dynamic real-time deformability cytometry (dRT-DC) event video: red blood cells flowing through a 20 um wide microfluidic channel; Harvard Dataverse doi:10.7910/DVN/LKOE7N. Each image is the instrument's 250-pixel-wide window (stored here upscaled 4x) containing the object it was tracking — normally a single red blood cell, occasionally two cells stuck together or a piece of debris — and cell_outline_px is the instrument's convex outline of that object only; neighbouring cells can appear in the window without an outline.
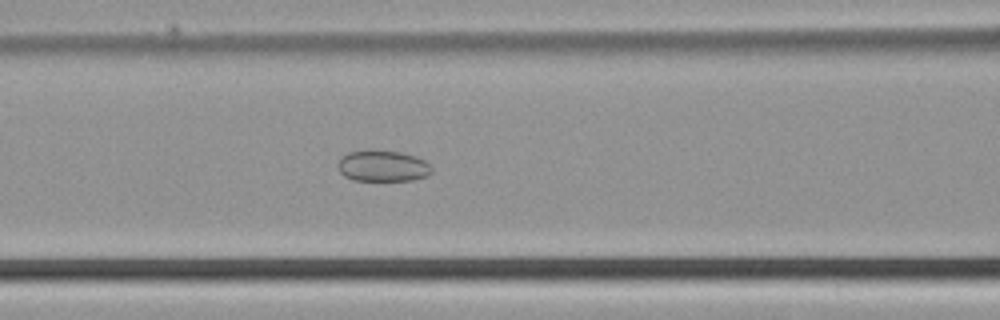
{"species": "common noctule bat (a hibernating species)", "species_latin": "Nyctalus noctula", "temperature_condition": "cold", "stored_images_in_passage": 50, "segment_of_instrument_passage": [2, 2], "camera_frame_rate_fps": 3000, "um_per_image_px": 0.085, "animal": {"sex": "male", "body_mass_g": 21.5, "forearm_length_mm": 52.0}, "frame": {"image": 1, "passage_image": 21, "time_ms": 6.667, "image_size_px": [1000, 320], "cell_outline_px": [[432, 172], [428, 176], [412, 180], [352, 180], [344, 176], [340, 172], [336, 164], [348, 152], [400, 152], [416, 156], [432, 164]], "centroid_in_image_um": [32.59, 14.14], "position_along_channel_um": 134.0, "area_um2": 16.7}}
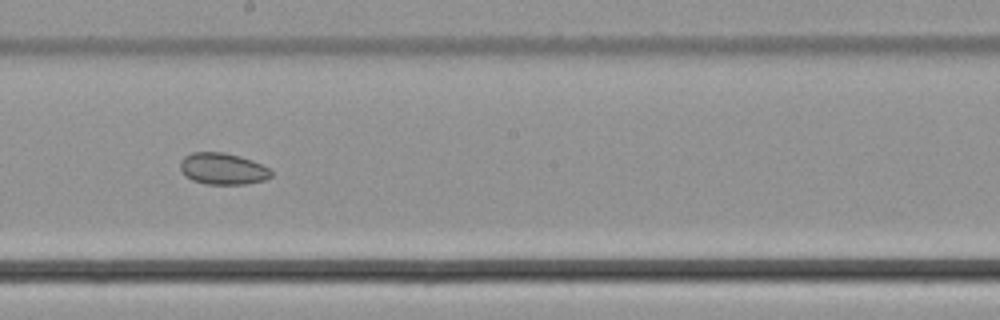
{"frame": {"image": 2, "passage_image": 28, "time_ms": 9.0, "image_size_px": [1000, 320], "cell_outline_px": [[272, 176], [264, 180], [244, 184], [204, 184], [192, 180], [180, 168], [180, 164], [184, 156], [192, 152], [224, 152], [240, 156], [252, 160], [268, 168], [272, 172]], "centroid_in_image_um": [18.94, 14.34], "position_along_channel_um": 229.3, "area_um2": 16.59}}
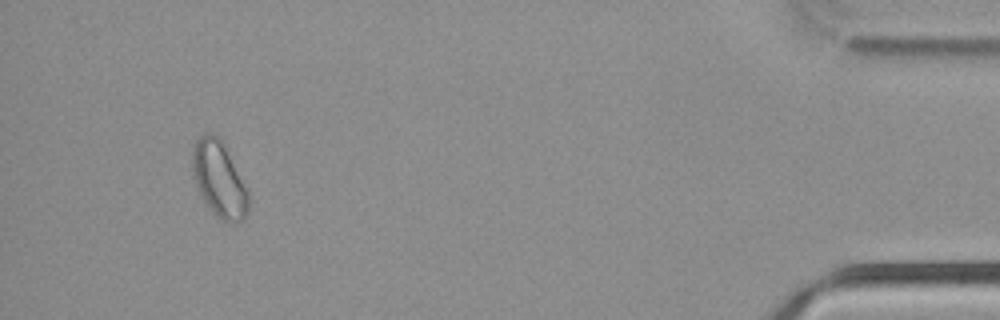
{"frame": {"image": 3, "passage_image": 47, "time_ms": 15.333, "image_size_px": [1000, 320], "cell_outline_px": [[248, 212], [244, 220], [228, 224], [216, 216], [208, 208], [196, 184], [192, 172], [192, 144], [204, 132], [208, 132], [216, 136], [224, 144], [248, 192]], "centroid_in_image_um": [18.6, 15.25], "position_along_channel_um": 416.6, "area_um2": 24.62}}